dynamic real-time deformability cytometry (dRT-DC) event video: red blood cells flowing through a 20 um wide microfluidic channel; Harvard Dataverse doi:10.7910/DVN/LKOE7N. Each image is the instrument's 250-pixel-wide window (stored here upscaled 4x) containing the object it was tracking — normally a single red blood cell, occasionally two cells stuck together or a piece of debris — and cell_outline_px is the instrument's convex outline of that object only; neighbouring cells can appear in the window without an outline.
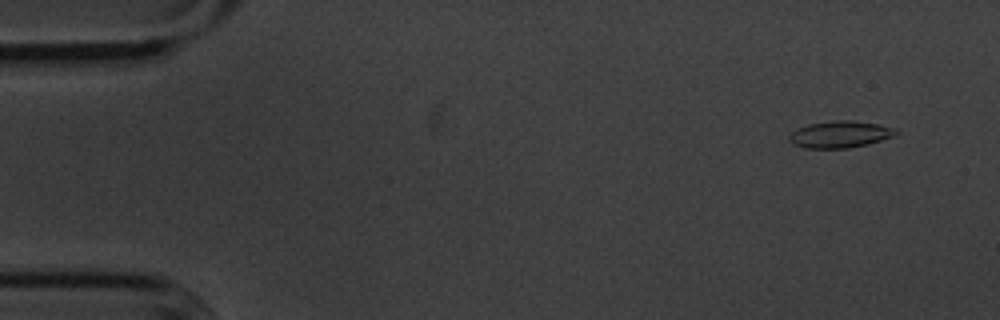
{"species": "common noctule bat (a hibernating species)", "species_latin": "Nyctalus noctula", "temperature_condition": "cold", "stored_images_in_passage": 52, "camera_frame_rate_fps": 3000, "um_per_image_px": 0.085, "animal": {"sex": "male", "body_mass_g": 20.1, "forearm_length_mm": 53.5}, "frame": {"image": 1, "passage_image": 1, "time_ms": 0.0, "image_size_px": [1000, 320], "cell_outline_px": [[900, 132], [896, 136], [868, 144], [848, 148], [804, 148], [792, 144], [788, 140], [788, 136], [796, 128], [808, 124], [836, 120], [852, 120], [876, 124], [896, 128]], "centroid_in_image_um": [71.41, 11.42], "position_along_channel_um": 13.6, "area_um2": 16.88}}
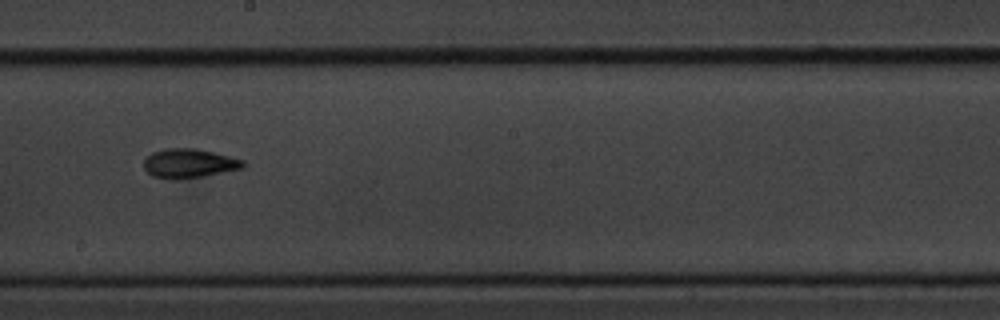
{"frame": {"image": 2, "passage_image": 28, "time_ms": 9.0, "image_size_px": [1000, 320], "cell_outline_px": [[248, 164], [244, 168], [200, 176], [176, 180], [152, 176], [144, 168], [144, 160], [152, 152], [168, 148], [192, 148], [212, 152], [244, 160]], "centroid_in_image_um": [16.07, 13.89], "position_along_channel_um": 232.1, "area_um2": 16.7}}
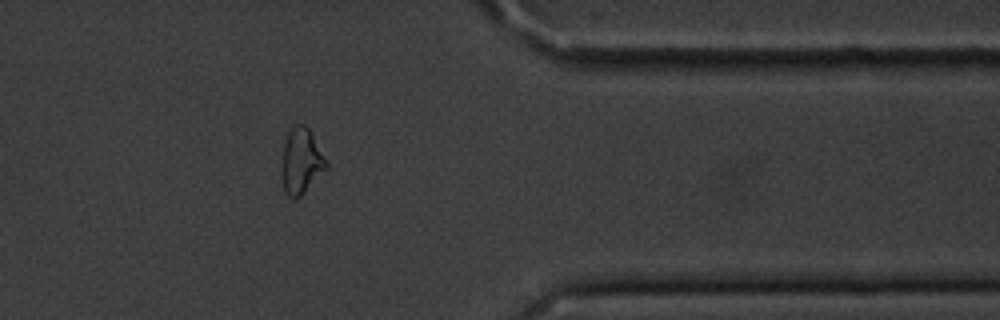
{"frame": {"image": 3, "passage_image": 42, "time_ms": 13.667, "image_size_px": [1000, 320], "cell_outline_px": [[328, 168], [296, 200], [292, 200], [284, 192], [280, 168], [284, 144], [288, 132], [296, 124], [304, 124], [308, 128], [328, 164]], "centroid_in_image_um": [25.57, 13.75], "position_along_channel_um": 385.8, "area_um2": 17.05}}